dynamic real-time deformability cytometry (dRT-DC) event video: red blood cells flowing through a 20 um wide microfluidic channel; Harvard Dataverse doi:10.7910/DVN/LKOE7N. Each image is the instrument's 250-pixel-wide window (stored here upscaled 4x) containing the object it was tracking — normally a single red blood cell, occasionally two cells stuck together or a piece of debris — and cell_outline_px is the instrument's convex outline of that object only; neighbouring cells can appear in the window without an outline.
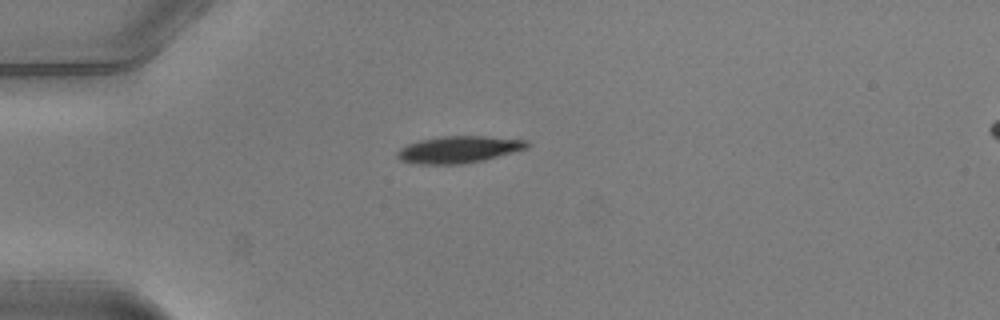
{"species": "common noctule bat (a hibernating species)", "species_latin": "Nyctalus noctula", "temperature_condition": "warm", "stored_images_in_passage": 38, "camera_frame_rate_fps": 3000, "um_per_image_px": 0.085, "animal": {"sex": "male", "body_mass_g": 20.5, "forearm_length_mm": 52.5}, "frame": {"image": 1, "passage_image": 1, "time_ms": 0.0, "image_size_px": [1000, 320], "cell_outline_px": [[528, 148], [484, 160], [460, 164], [420, 164], [400, 160], [396, 156], [396, 152], [400, 148], [408, 144], [420, 140], [440, 136], [484, 136], [528, 140]], "centroid_in_image_um": [38.98, 12.7], "position_along_channel_um": 46.0, "area_um2": 20.29}}
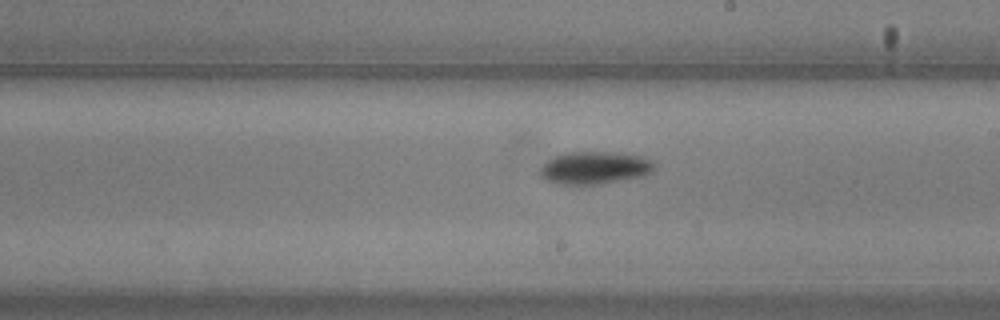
{"frame": {"image": 2, "passage_image": 17, "time_ms": 5.333, "image_size_px": [1000, 320], "cell_outline_px": [[656, 168], [652, 172], [644, 176], [600, 184], [560, 184], [548, 180], [540, 176], [540, 168], [548, 160], [564, 152], [620, 152], [644, 156], [652, 160], [656, 164]], "centroid_in_image_um": [50.62, 14.25], "position_along_channel_um": 238.4, "area_um2": 21.91}}
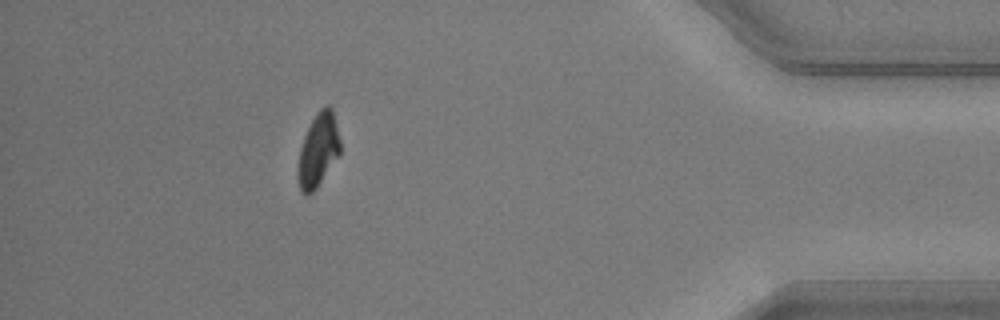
{"frame": {"image": 3, "passage_image": 33, "time_ms": 10.667, "image_size_px": [1000, 320], "cell_outline_px": [[340, 152], [316, 188], [308, 196], [304, 196], [300, 192], [296, 176], [296, 172], [300, 148], [304, 136], [316, 112], [320, 108], [328, 104], [332, 108], [340, 140]], "centroid_in_image_um": [27.0, 12.78], "position_along_channel_um": 408.2, "area_um2": 18.15}, "authors_computed_cell_mechanics": {"area_um2": 20.2878, "velocity_mm_per_s": 4.0237, "shape_relaxation_time_tau1_ms": 1.9624, "shape_relaxation_time_tau2_ms": 9.4431, "deformation_change_tau1": 0.143, "deformation_change_tau2": 0.1195}}